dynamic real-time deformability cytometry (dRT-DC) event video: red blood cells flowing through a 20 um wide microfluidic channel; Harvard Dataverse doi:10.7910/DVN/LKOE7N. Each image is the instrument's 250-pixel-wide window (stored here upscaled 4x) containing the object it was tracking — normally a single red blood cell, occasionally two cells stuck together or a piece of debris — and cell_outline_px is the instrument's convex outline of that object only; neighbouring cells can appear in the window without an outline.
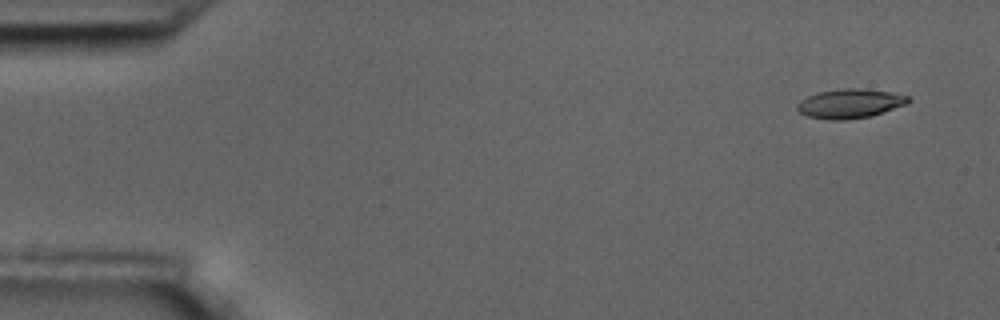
{"species": "common noctule bat (a hibernating species)", "species_latin": "Nyctalus noctula", "temperature_condition": "room temperature", "stored_images_in_passage": 55, "camera_frame_rate_fps": 3000, "um_per_image_px": 0.085, "animal": {"sex": "male", "body_mass_g": 17.5, "forearm_length_mm": 52.3}, "frame": {"image": 1, "passage_image": 1, "time_ms": 0.0, "image_size_px": [1000, 320], "cell_outline_px": [[912, 100], [904, 104], [884, 112], [872, 116], [844, 120], [828, 120], [808, 116], [800, 112], [796, 108], [796, 104], [800, 100], [808, 96], [820, 92], [844, 88], [856, 88], [892, 92], [908, 96]], "centroid_in_image_um": [72.23, 8.81], "position_along_channel_um": 12.8, "area_um2": 18.84}}
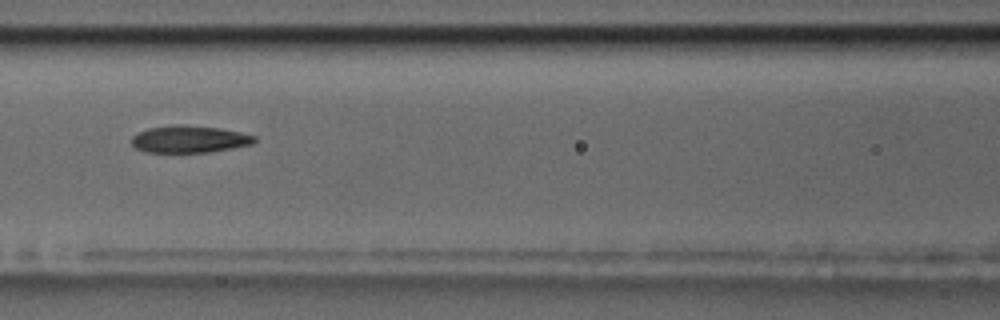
{"frame": {"image": 2, "passage_image": 23, "time_ms": 7.333, "image_size_px": [1000, 320], "cell_outline_px": [[256, 140], [252, 144], [232, 148], [208, 152], [148, 152], [136, 148], [132, 144], [132, 136], [136, 132], [148, 128], [172, 124], [180, 124], [220, 128], [240, 132], [256, 136]], "centroid_in_image_um": [16.07, 11.81], "position_along_channel_um": 150.5, "area_um2": 19.48}}
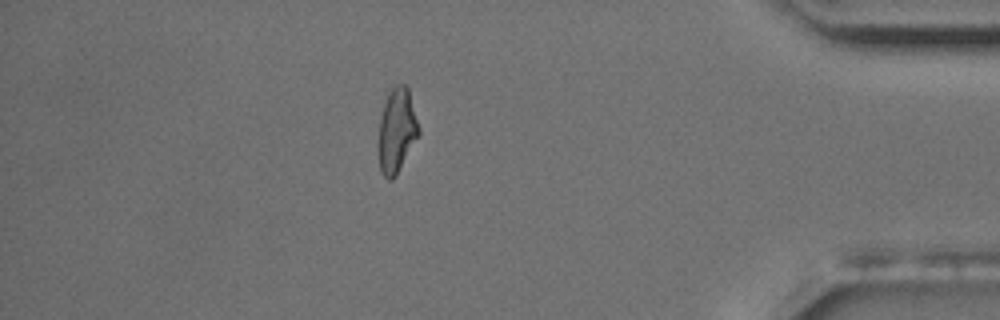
{"frame": {"image": 3, "passage_image": 48, "time_ms": 15.667, "image_size_px": [1000, 320], "cell_outline_px": [[420, 136], [396, 176], [392, 180], [388, 180], [380, 172], [376, 144], [380, 120], [388, 84], [404, 84], [408, 88], [420, 128]], "centroid_in_image_um": [33.7, 11.09], "position_along_channel_um": 401.5, "area_um2": 20.87}, "authors_computed_cell_mechanics": {"area_um2": 19.5364, "velocity_mm_per_s": 3.4956, "shape_relaxation_time_tau1_ms": 5.0768, "shape_relaxation_time_tau2_ms": 4.454, "deformation_change_tau1": 0.1789, "deformation_change_tau2": 0.1331}}